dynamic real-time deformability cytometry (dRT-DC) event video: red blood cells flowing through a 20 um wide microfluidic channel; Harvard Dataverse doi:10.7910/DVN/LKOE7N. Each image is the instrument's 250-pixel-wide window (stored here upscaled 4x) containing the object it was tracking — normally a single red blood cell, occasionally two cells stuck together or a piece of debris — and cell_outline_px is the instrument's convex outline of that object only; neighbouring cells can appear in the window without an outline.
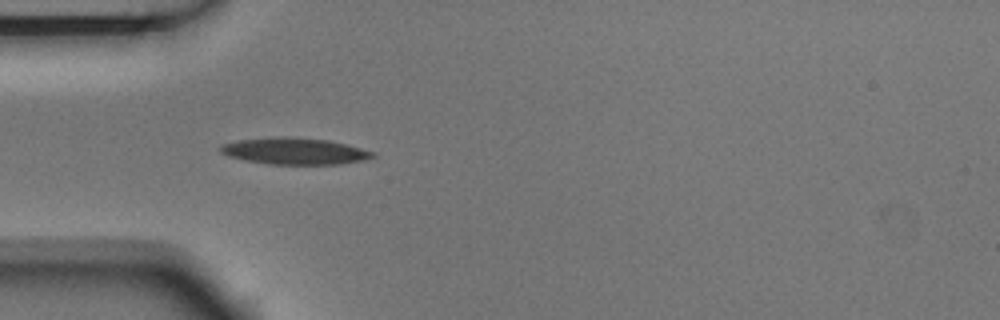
{"species": "Egyptian fruit bat (a non-hibernating species)", "species_latin": "Rousettus aegyptiacus", "temperature_condition": "room temperature", "stored_images_in_passage": 5, "camera_frame_rate_fps": 3000, "um_per_image_px": 0.085, "animal": {"sex": "male"}, "frame": {"image": 1, "passage_image": 4, "time_ms": 1.0, "image_size_px": [1000, 320], "cell_outline_px": [[376, 156], [364, 160], [340, 164], [268, 164], [228, 156], [220, 152], [216, 148], [220, 144], [236, 140], [276, 136], [288, 136], [328, 140], [376, 152]], "centroid_in_image_um": [24.99, 12.83], "position_along_channel_um": 60.0, "area_um2": 23.76}}
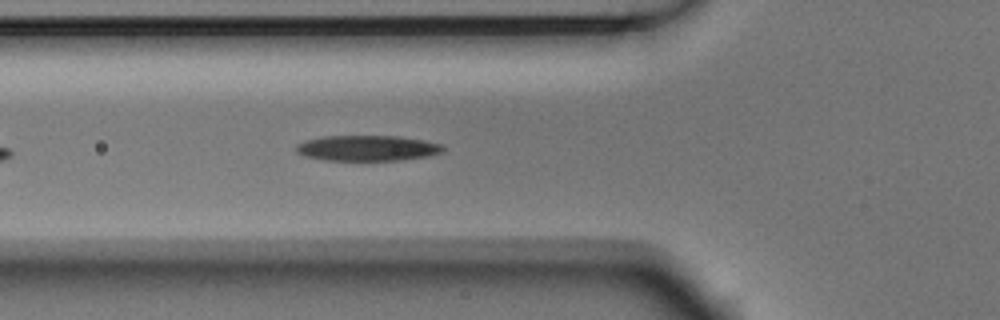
{"frame": {"image": 2, "passage_image": 5, "time_ms": 1.333, "image_size_px": [1000, 320], "cell_outline_px": [[444, 152], [428, 156], [404, 160], [324, 160], [304, 156], [296, 152], [296, 144], [304, 140], [324, 136], [396, 136], [424, 140], [444, 144]], "centroid_in_image_um": [31.24, 12.59], "position_along_channel_um": 94.6, "area_um2": 22.08}}